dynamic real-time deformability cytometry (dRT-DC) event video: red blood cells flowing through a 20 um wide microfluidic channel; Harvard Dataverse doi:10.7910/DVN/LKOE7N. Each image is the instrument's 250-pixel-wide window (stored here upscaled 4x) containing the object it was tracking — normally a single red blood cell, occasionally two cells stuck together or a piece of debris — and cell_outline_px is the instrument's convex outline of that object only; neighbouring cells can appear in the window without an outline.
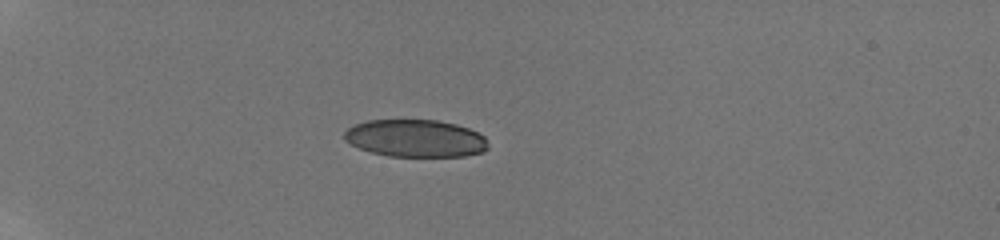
{"species": "human", "species_latin": "Homo sapiens", "temperature_condition": "room temperature", "stored_images_in_passage": 33, "camera_frame_rate_fps": 3000, "um_per_image_px": 0.085, "donor": {"sex": "male"}, "frame": {"image": 1, "passage_image": 27, "time_ms": 6.0, "image_size_px": [1000, 240], "cell_outline_px": [[488, 148], [484, 152], [464, 156], [388, 156], [372, 152], [360, 148], [344, 140], [344, 132], [348, 128], [356, 124], [368, 120], [436, 120], [456, 124], [468, 128], [484, 136], [488, 144]], "centroid_in_image_um": [35.33, 11.76], "position_along_channel_um": 49.7, "area_um2": 31.27}}